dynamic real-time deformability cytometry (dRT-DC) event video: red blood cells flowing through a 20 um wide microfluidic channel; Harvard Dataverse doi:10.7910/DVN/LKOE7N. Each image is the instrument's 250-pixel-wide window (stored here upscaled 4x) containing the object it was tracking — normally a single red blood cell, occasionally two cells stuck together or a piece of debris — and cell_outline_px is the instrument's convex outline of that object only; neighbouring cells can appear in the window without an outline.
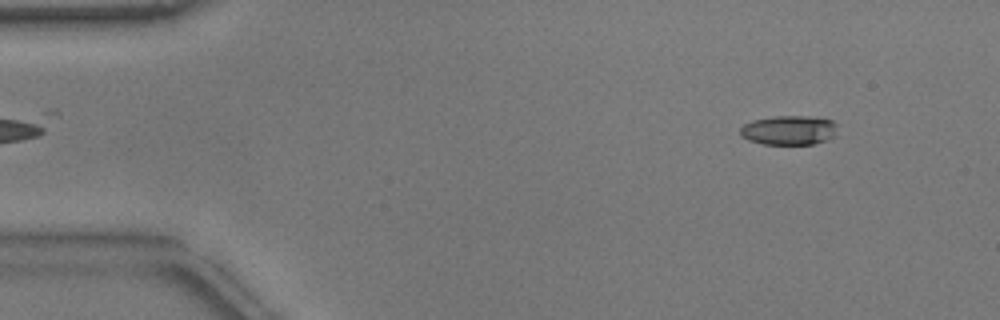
{"species": "common noctule bat (a hibernating species)", "species_latin": "Nyctalus noctula", "temperature_condition": "warm", "stored_images_in_passage": 51, "camera_frame_rate_fps": 3000, "um_per_image_px": 0.085, "animal": {"sex": "male", "body_mass_g": 17.9}, "frame": {"image": 1, "passage_image": 4, "time_ms": 1.0, "image_size_px": [1000, 320], "cell_outline_px": [[840, 124], [836, 136], [812, 144], [764, 144], [748, 140], [740, 136], [740, 128], [744, 124], [752, 120], [776, 116], [808, 116], [832, 120]], "centroid_in_image_um": [67.1, 11.06], "position_along_channel_um": 17.9, "area_um2": 16.88}}
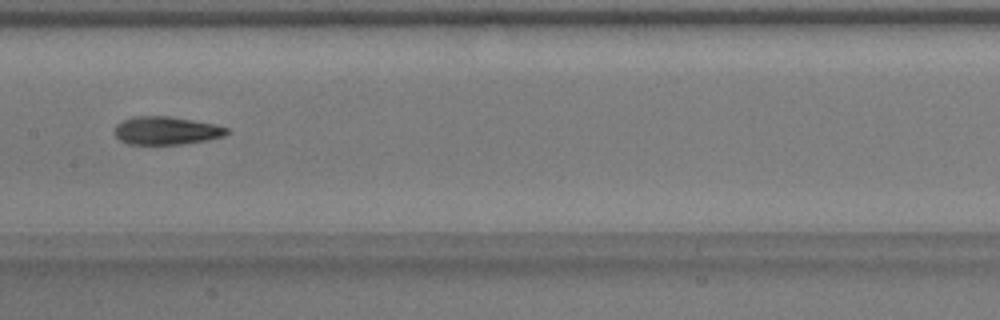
{"frame": {"image": 2, "passage_image": 25, "time_ms": 8.0, "image_size_px": [1000, 320], "cell_outline_px": [[228, 132], [224, 136], [208, 140], [184, 144], [128, 144], [120, 140], [112, 132], [116, 124], [124, 120], [136, 116], [168, 116], [216, 124], [228, 128]], "centroid_in_image_um": [14.12, 11.1], "position_along_channel_um": 193.3, "area_um2": 18.44}}
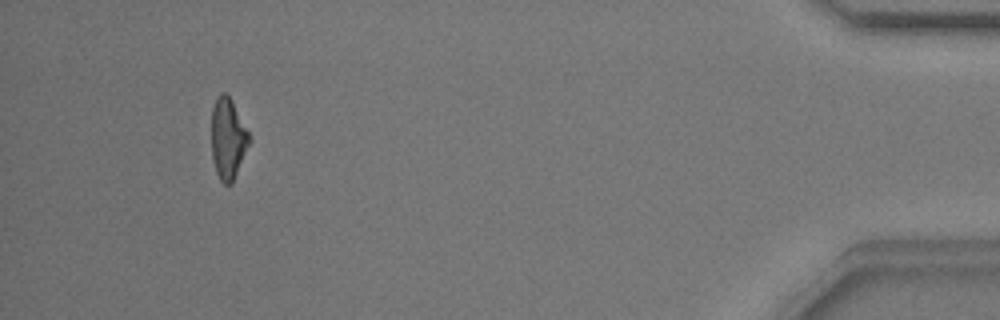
{"frame": {"image": 3, "passage_image": 48, "time_ms": 15.667, "image_size_px": [1000, 320], "cell_outline_px": [[252, 140], [232, 184], [224, 184], [220, 180], [216, 172], [212, 160], [212, 108], [216, 96], [220, 92], [224, 92], [232, 100]], "centroid_in_image_um": [19.38, 11.79], "position_along_channel_um": 415.8, "area_um2": 17.98}, "authors_computed_cell_mechanics": {"area_um2": 18.4382, "velocity_mm_per_s": 3.8135, "shape_relaxation_time_tau1_ms": 3.4207, "shape_relaxation_time_tau2_ms": 1.7352, "deformation_change_tau1": 0.1581, "deformation_change_tau2": 0.0977}}